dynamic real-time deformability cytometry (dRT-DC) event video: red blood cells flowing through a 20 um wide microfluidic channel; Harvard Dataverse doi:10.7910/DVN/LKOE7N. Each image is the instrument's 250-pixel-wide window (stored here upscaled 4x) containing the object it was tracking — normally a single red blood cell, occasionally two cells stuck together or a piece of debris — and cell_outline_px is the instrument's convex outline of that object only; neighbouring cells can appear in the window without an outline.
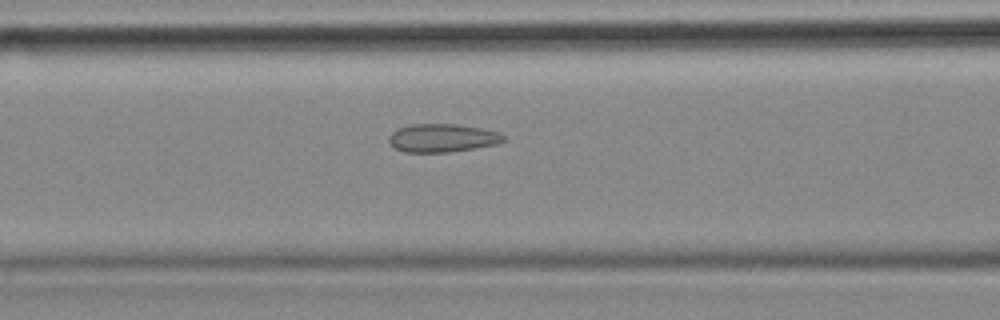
{"species": "common noctule bat (a hibernating species)", "species_latin": "Nyctalus noctula", "temperature_condition": "cold", "stored_images_in_passage": 14, "camera_frame_rate_fps": 3000, "um_per_image_px": 0.085, "animal": {"sex": "female", "body_mass_g": 18.4}, "frame": {"image": 1, "passage_image": 12, "time_ms": 3.667, "image_size_px": [1000, 320], "cell_outline_px": [[504, 140], [496, 144], [448, 152], [404, 152], [396, 148], [388, 140], [388, 136], [392, 132], [400, 128], [412, 124], [456, 124], [480, 128], [500, 132], [504, 136]], "centroid_in_image_um": [37.59, 11.72], "position_along_channel_um": 129.0, "area_um2": 18.61}}